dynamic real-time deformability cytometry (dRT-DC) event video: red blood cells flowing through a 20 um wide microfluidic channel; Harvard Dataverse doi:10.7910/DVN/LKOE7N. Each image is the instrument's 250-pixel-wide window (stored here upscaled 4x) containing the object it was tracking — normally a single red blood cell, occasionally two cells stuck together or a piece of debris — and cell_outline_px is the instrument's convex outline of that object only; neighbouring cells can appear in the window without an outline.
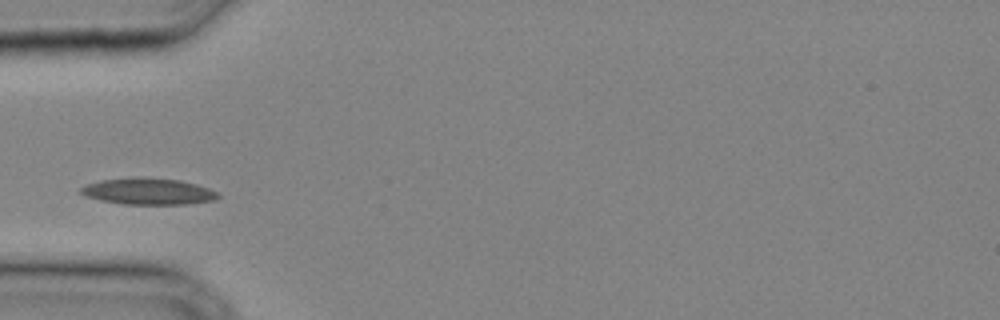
{"species": "common noctule bat (a hibernating species)", "species_latin": "Nyctalus noctula", "temperature_condition": "cold", "stored_images_in_passage": 13, "camera_frame_rate_fps": 3000, "um_per_image_px": 0.085, "animal": {"sex": "male", "body_mass_g": 20.4}, "frame": {"image": 1, "passage_image": 6, "time_ms": 1.667, "image_size_px": [1000, 320], "cell_outline_px": [[220, 196], [216, 200], [188, 204], [124, 204], [100, 200], [88, 196], [80, 192], [80, 188], [88, 184], [100, 180], [180, 180], [196, 184], [208, 188], [216, 192]], "centroid_in_image_um": [12.67, 16.32], "position_along_channel_um": 72.3, "area_um2": 20.0}}
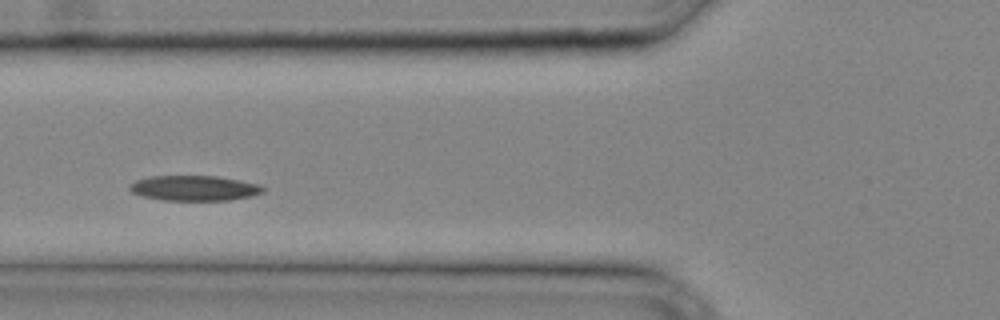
{"frame": {"image": 2, "passage_image": 8, "time_ms": 2.333, "image_size_px": [1000, 320], "cell_outline_px": [[264, 192], [252, 196], [228, 200], [164, 200], [144, 196], [132, 192], [128, 188], [128, 184], [136, 180], [148, 176], [216, 176], [240, 180], [256, 184], [264, 188]], "centroid_in_image_um": [16.48, 15.98], "position_along_channel_um": 109.3, "area_um2": 19.48}}